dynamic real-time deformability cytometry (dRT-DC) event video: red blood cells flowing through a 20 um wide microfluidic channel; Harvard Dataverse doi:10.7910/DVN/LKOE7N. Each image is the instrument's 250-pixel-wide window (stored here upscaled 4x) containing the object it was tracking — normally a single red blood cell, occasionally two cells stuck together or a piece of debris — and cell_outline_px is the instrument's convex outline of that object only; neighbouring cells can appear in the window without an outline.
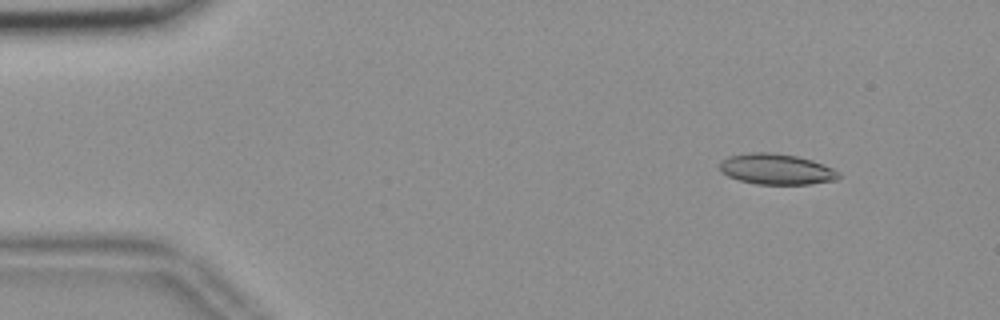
{"species": "common noctule bat (a hibernating species)", "species_latin": "Nyctalus noctula", "temperature_condition": "room temperature", "stored_images_in_passage": 54, "camera_frame_rate_fps": 3000, "um_per_image_px": 0.085, "animal": {"sex": "female", "body_mass_g": 18.4}, "frame": {"image": 1, "passage_image": 5, "time_ms": 1.333, "image_size_px": [1000, 320], "cell_outline_px": [[840, 176], [836, 180], [808, 184], [756, 184], [740, 180], [728, 176], [720, 172], [720, 160], [728, 156], [752, 152], [772, 152], [796, 156], [812, 160], [824, 164], [840, 172]], "centroid_in_image_um": [65.98, 14.37], "position_along_channel_um": 19.0, "area_um2": 21.39}}
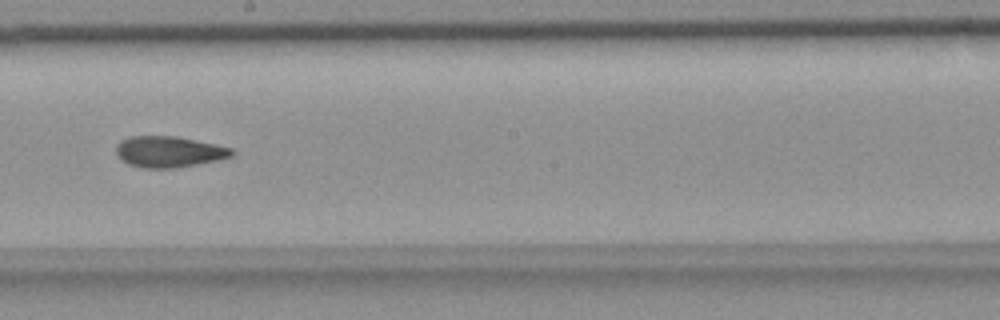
{"frame": {"image": 2, "passage_image": 30, "time_ms": 9.667, "image_size_px": [1000, 320], "cell_outline_px": [[236, 152], [232, 156], [216, 160], [176, 168], [144, 168], [128, 164], [120, 160], [116, 152], [116, 148], [120, 140], [128, 136], [176, 136], [216, 144], [232, 148]], "centroid_in_image_um": [14.34, 12.89], "position_along_channel_um": 233.9, "area_um2": 21.04}}
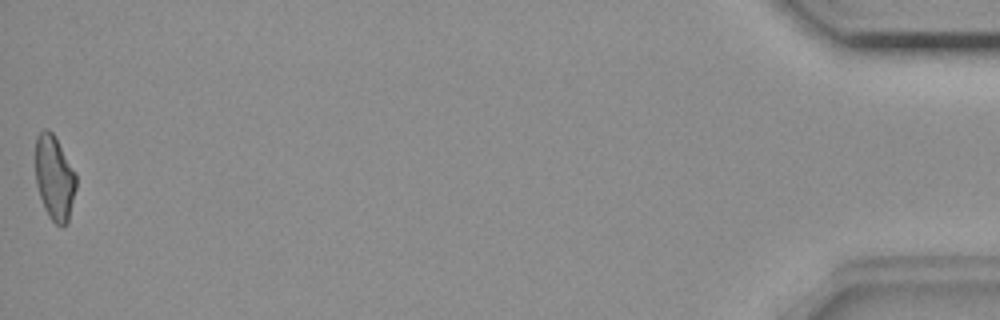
{"frame": {"image": 3, "passage_image": 54, "time_ms": 17.667, "image_size_px": [1000, 320], "cell_outline_px": [[76, 188], [68, 220], [60, 228], [48, 216], [44, 208], [36, 184], [36, 136], [44, 128], [48, 128], [56, 136], [76, 176]], "centroid_in_image_um": [4.62, 15.1], "position_along_channel_um": 430.6, "area_um2": 19.94}, "authors_computed_cell_mechanics": {"area_um2": 20.8658, "velocity_mm_per_s": 3.6798, "shape_relaxation_time_tau1_ms": null, "shape_relaxation_time_tau2_ms": 5.052, "deformation_change_tau1": null, "deformation_change_tau2": 0.123}}